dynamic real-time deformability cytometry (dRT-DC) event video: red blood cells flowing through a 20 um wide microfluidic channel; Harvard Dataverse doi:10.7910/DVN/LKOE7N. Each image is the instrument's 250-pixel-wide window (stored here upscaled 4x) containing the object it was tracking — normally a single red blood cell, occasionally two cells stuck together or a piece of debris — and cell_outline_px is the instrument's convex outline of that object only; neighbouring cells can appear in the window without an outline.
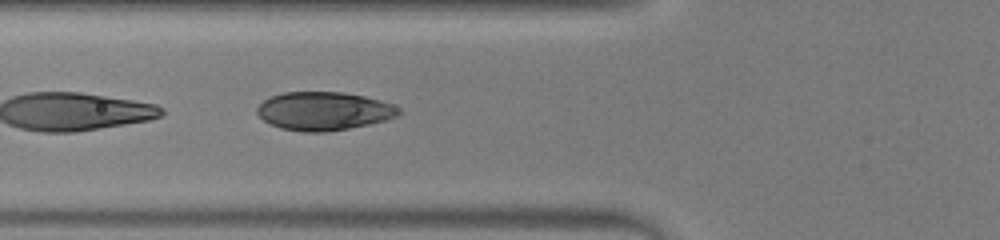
{"species": "human", "species_latin": "Homo sapiens", "temperature_condition": "warm", "stored_images_in_passage": 9, "camera_frame_rate_fps": 3000, "um_per_image_px": 0.085, "donor": {"sex": "male"}, "frame": {"image": 1, "passage_image": 6, "time_ms": 1.667, "image_size_px": [1000, 240], "cell_outline_px": [[404, 112], [400, 116], [388, 120], [348, 128], [324, 132], [304, 132], [280, 128], [264, 120], [256, 112], [256, 108], [264, 100], [272, 96], [284, 92], [344, 92], [364, 96], [380, 100], [392, 104], [400, 108]], "centroid_in_image_um": [27.57, 9.44], "position_along_channel_um": 98.2, "area_um2": 31.79}}